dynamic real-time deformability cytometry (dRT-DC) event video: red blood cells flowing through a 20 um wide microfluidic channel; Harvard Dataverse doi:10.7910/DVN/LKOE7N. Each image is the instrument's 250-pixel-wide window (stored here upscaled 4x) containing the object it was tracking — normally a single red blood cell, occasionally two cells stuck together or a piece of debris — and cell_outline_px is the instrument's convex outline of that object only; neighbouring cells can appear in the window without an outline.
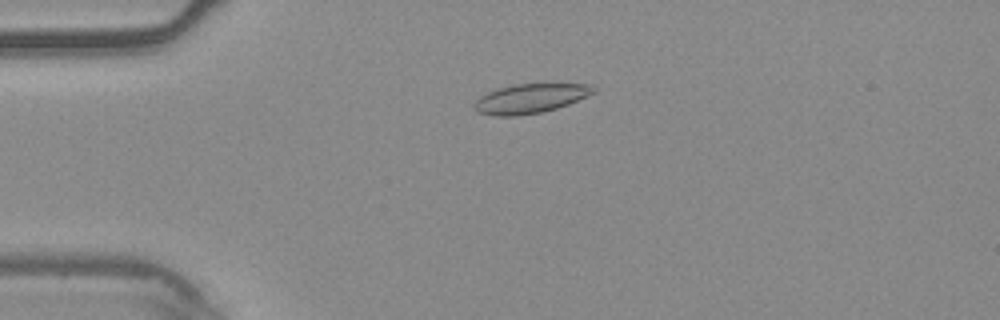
{"species": "common noctule bat (a hibernating species)", "species_latin": "Nyctalus noctula", "temperature_condition": "warm", "stored_images_in_passage": 50, "camera_frame_rate_fps": 3000, "um_per_image_px": 0.085, "animal": {"sex": "male", "body_mass_g": 20.4}, "frame": {"image": 1, "passage_image": 9, "time_ms": 2.667, "image_size_px": [1000, 320], "cell_outline_px": [[596, 92], [568, 104], [544, 112], [516, 116], [496, 116], [476, 112], [472, 108], [472, 104], [480, 96], [496, 88], [512, 84], [544, 80], [592, 84], [596, 88]], "centroid_in_image_um": [45.12, 8.3], "position_along_channel_um": 39.9, "area_um2": 21.79}}
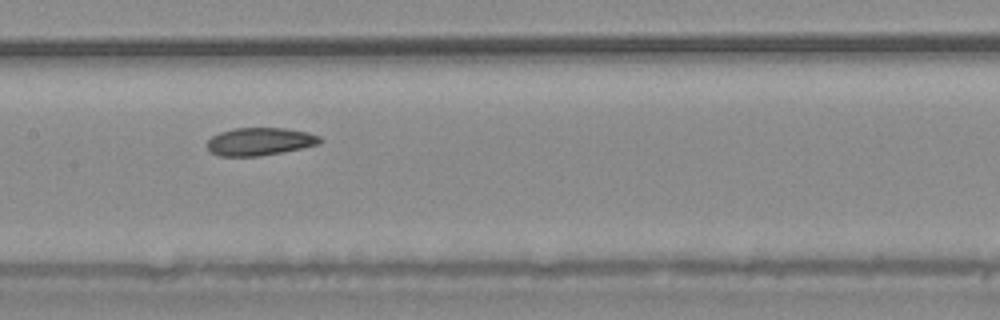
{"frame": {"image": 2, "passage_image": 23, "time_ms": 7.333, "image_size_px": [1000, 320], "cell_outline_px": [[324, 140], [320, 144], [260, 156], [220, 156], [208, 152], [204, 144], [212, 136], [220, 132], [232, 128], [284, 128], [308, 132], [320, 136]], "centroid_in_image_um": [22.04, 12.03], "position_along_channel_um": 185.4, "area_um2": 18.5}}
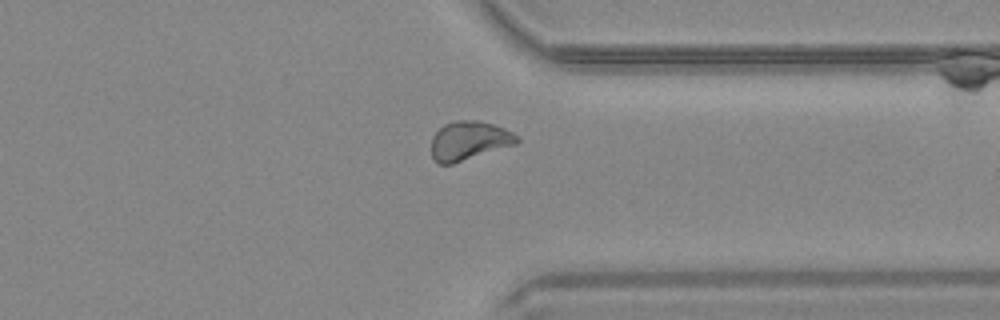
{"frame": {"image": 3, "passage_image": 38, "time_ms": 12.333, "image_size_px": [1000, 320], "cell_outline_px": [[520, 140], [516, 144], [452, 164], [436, 164], [432, 156], [432, 136], [444, 124], [456, 120], [476, 120], [492, 124], [504, 128], [512, 132]], "centroid_in_image_um": [39.85, 11.96], "position_along_channel_um": 371.6, "area_um2": 19.31}, "authors_computed_cell_mechanics": {"area_um2": 19.3052, "velocity_mm_per_s": 3.7498, "shape_relaxation_time_tau1_ms": 5.3489, "shape_relaxation_time_tau2_ms": 4.2603, "deformation_change_tau1": 0.127, "deformation_change_tau2": 0.0965}}